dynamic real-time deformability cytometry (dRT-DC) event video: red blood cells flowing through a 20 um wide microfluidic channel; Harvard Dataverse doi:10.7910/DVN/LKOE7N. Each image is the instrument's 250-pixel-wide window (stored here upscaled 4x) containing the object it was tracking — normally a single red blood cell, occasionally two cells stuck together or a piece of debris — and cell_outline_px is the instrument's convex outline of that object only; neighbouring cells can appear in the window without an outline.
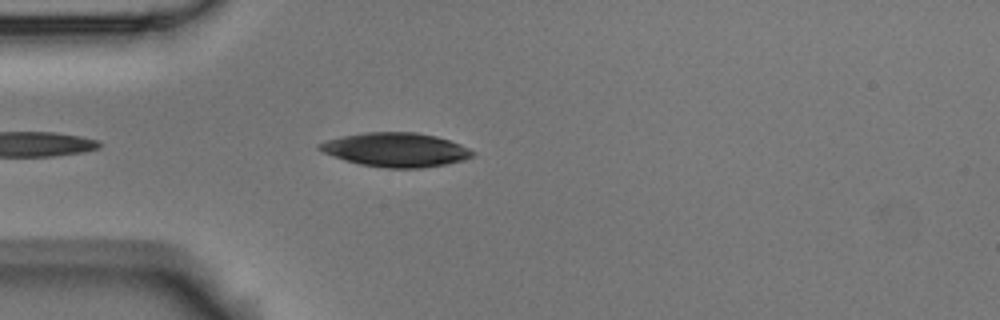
{"species": "Egyptian fruit bat (a non-hibernating species)", "species_latin": "Rousettus aegyptiacus", "temperature_condition": "room temperature", "stored_images_in_passage": 3, "camera_frame_rate_fps": 3000, "um_per_image_px": 0.085, "animal": {"sex": "male"}, "frame": {"image": 1, "passage_image": 3, "time_ms": 0.667, "image_size_px": [1000, 320], "cell_outline_px": [[476, 152], [472, 156], [464, 160], [444, 164], [420, 168], [384, 168], [360, 164], [344, 160], [324, 152], [316, 148], [316, 144], [340, 136], [368, 132], [416, 132], [436, 136], [460, 144]], "centroid_in_image_um": [33.63, 12.73], "position_along_channel_um": 51.4, "area_um2": 30.29}}